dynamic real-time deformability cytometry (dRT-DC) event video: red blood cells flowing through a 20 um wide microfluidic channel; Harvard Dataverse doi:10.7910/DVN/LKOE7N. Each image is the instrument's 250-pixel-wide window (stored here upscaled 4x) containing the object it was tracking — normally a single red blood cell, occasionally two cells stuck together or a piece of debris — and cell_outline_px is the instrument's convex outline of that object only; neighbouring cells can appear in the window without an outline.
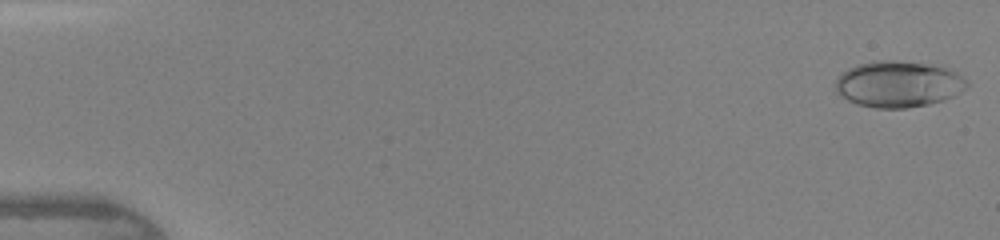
{"species": "human", "species_latin": "Homo sapiens", "temperature_condition": "warm", "stored_images_in_passage": 44, "camera_frame_rate_fps": 3000, "um_per_image_px": 0.085, "donor": {"sex": "female"}, "frame": {"image": 1, "passage_image": 1, "time_ms": 0.0, "image_size_px": [1000, 240], "cell_outline_px": [[968, 88], [944, 100], [928, 104], [908, 108], [876, 108], [856, 104], [848, 100], [836, 92], [836, 80], [840, 72], [856, 64], [876, 60], [892, 60], [924, 64], [944, 68], [956, 72], [968, 80]], "centroid_in_image_um": [76.33, 7.15], "position_along_channel_um": 8.7, "area_um2": 35.43}}
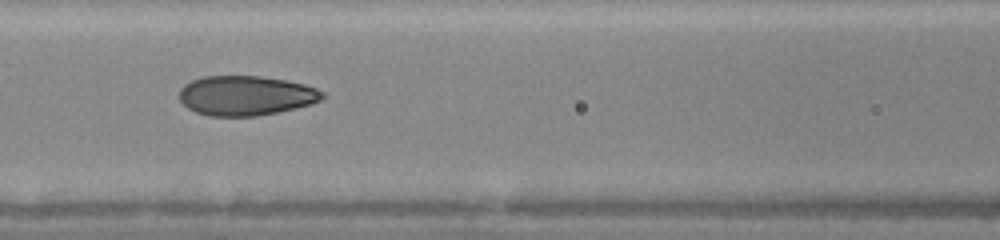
{"frame": {"image": 2, "passage_image": 20, "time_ms": 6.333, "image_size_px": [1000, 240], "cell_outline_px": [[324, 96], [320, 100], [312, 104], [296, 108], [256, 116], [208, 116], [196, 112], [188, 108], [180, 100], [180, 88], [184, 84], [192, 80], [204, 76], [260, 76], [284, 80], [304, 84], [316, 88], [324, 92]], "centroid_in_image_um": [20.89, 8.12], "position_along_channel_um": 145.7, "area_um2": 33.06}}
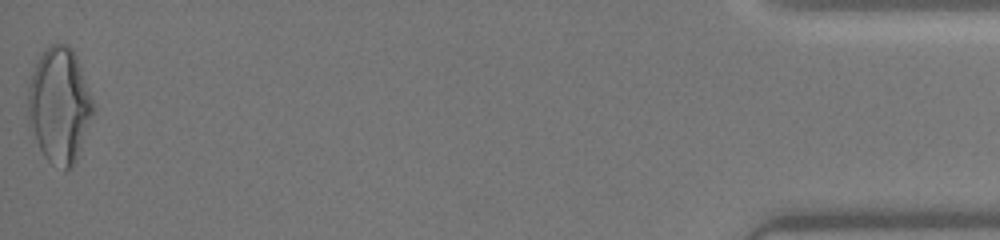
{"frame": {"image": 3, "passage_image": 44, "time_ms": 14.333, "image_size_px": [1000, 240], "cell_outline_px": [[96, 108], [76, 160], [72, 168], [64, 168], [52, 164], [44, 156], [28, 124], [28, 88], [32, 72], [40, 56], [48, 44], [68, 44], [72, 48], [76, 56]], "centroid_in_image_um": [5.05, 8.94], "position_along_channel_um": 430.1, "area_um2": 43.7}}